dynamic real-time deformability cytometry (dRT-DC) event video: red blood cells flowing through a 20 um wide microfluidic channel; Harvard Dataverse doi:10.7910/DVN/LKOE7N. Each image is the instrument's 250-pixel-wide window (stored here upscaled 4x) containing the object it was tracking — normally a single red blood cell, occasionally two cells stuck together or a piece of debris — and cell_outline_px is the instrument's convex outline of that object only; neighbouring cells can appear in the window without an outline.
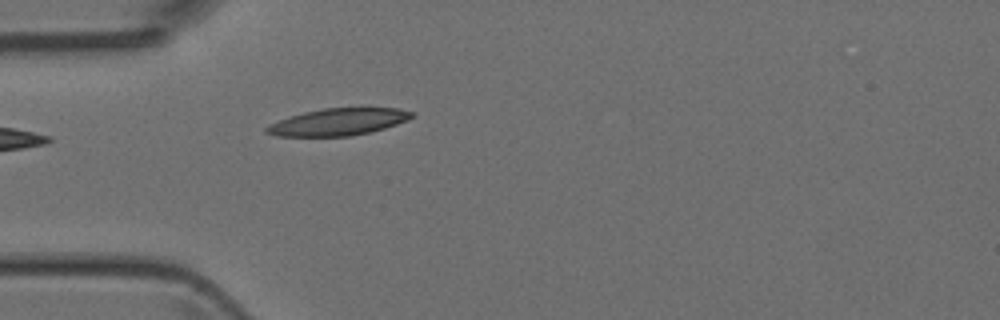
{"species": "Egyptian fruit bat (a non-hibernating species)", "species_latin": "Rousettus aegyptiacus", "temperature_condition": "room temperature", "stored_images_in_passage": 5, "camera_frame_rate_fps": 3000, "um_per_image_px": 0.085, "animal": {"sex": "female"}, "frame": {"image": 1, "passage_image": 5, "time_ms": 4.667, "image_size_px": [1000, 320], "cell_outline_px": [[416, 116], [408, 120], [384, 128], [352, 136], [276, 136], [264, 132], [264, 128], [268, 124], [288, 116], [304, 112], [324, 108], [400, 108], [416, 112]], "centroid_in_image_um": [28.75, 10.36], "position_along_channel_um": 56.3, "area_um2": 23.06}}